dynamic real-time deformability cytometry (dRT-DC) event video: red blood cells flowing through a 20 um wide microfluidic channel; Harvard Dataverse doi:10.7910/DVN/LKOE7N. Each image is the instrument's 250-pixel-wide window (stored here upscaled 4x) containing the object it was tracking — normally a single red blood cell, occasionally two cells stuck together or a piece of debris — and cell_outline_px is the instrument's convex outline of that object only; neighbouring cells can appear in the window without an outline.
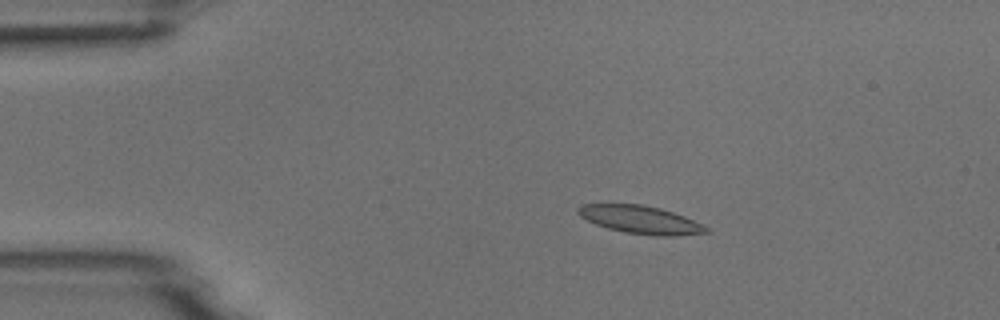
{"species": "common noctule bat (a hibernating species)", "species_latin": "Nyctalus noctula", "temperature_condition": "room temperature", "stored_images_in_passage": 7, "camera_frame_rate_fps": 3000, "um_per_image_px": 0.085, "animal": {"sex": "male", "body_mass_g": 18.8}, "frame": {"image": 1, "passage_image": 3, "time_ms": 0.667, "image_size_px": [1000, 320], "cell_outline_px": [[712, 232], [676, 236], [656, 236], [624, 232], [608, 228], [596, 224], [580, 216], [576, 212], [576, 208], [580, 204], [644, 204], [660, 208], [684, 216], [708, 228]], "centroid_in_image_um": [54.42, 18.67], "position_along_channel_um": 30.6, "area_um2": 20.87}}
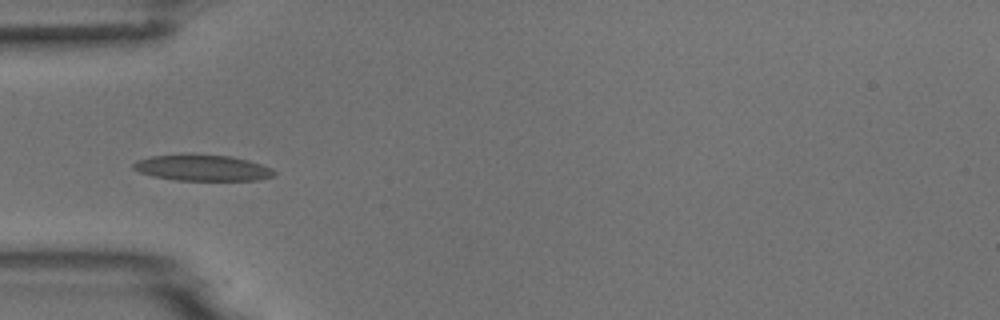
{"frame": {"image": 2, "passage_image": 5, "time_ms": 1.333, "image_size_px": [1000, 320], "cell_outline_px": [[276, 172], [272, 176], [256, 180], [176, 180], [152, 176], [140, 172], [132, 168], [132, 164], [136, 160], [152, 156], [184, 152], [192, 152], [232, 156], [248, 160], [272, 168]], "centroid_in_image_um": [17.15, 14.22], "position_along_channel_um": 67.9, "area_um2": 21.96}}